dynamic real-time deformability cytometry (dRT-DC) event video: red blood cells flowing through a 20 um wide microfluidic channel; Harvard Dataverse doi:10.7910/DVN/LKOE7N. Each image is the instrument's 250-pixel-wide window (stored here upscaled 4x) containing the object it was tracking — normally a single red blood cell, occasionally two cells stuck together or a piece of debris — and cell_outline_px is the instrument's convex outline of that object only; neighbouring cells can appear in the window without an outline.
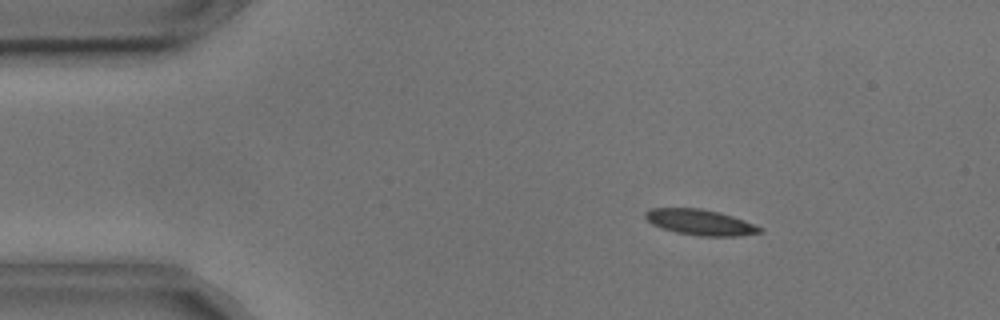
{"species": "common noctule bat (a hibernating species)", "species_latin": "Nyctalus noctula", "temperature_condition": "cold", "stored_images_in_passage": 4, "camera_frame_rate_fps": 3000, "um_per_image_px": 0.085, "animal": {"sex": "male", "body_mass_g": 17.9, "forearm_length_mm": 54.2}, "frame": {"image": 1, "passage_image": 2, "time_ms": 0.333, "image_size_px": [1000, 320], "cell_outline_px": [[764, 232], [736, 236], [700, 236], [676, 232], [652, 224], [644, 216], [644, 212], [652, 208], [700, 208], [720, 212], [744, 220], [764, 228]], "centroid_in_image_um": [59.55, 18.89], "position_along_channel_um": 25.5, "area_um2": 17.11}}